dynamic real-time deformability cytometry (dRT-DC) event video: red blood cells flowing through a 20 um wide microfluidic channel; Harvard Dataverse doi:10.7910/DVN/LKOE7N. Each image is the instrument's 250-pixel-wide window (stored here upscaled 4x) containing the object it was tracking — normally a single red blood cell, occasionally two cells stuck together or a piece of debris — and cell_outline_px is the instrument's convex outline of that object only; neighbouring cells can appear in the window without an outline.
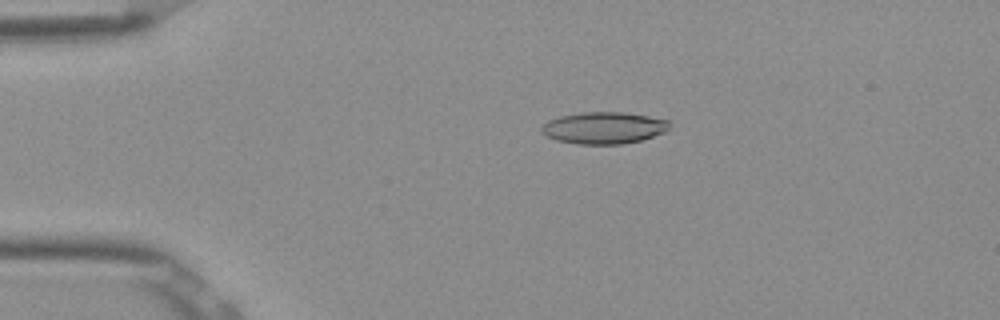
{"species": "Egyptian fruit bat (a non-hibernating species)", "species_latin": "Rousettus aegyptiacus", "temperature_condition": "room temperature", "stored_images_in_passage": 49, "camera_frame_rate_fps": 3000, "um_per_image_px": 0.085, "frame": {"image": 1, "passage_image": 8, "time_ms": 2.333, "image_size_px": [1000, 320], "cell_outline_px": [[672, 120], [668, 128], [664, 132], [640, 140], [624, 144], [576, 144], [556, 140], [540, 132], [540, 128], [548, 120], [560, 116], [584, 112], [624, 112]], "centroid_in_image_um": [51.32, 10.86], "position_along_channel_um": 33.7, "area_um2": 23.76}}
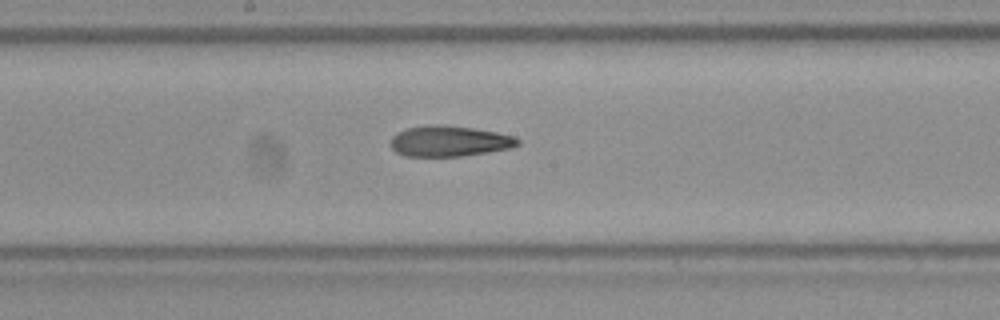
{"frame": {"image": 2, "passage_image": 25, "time_ms": 8.0, "image_size_px": [1000, 320], "cell_outline_px": [[520, 144], [512, 148], [464, 156], [404, 156], [396, 152], [388, 144], [392, 136], [396, 132], [408, 128], [428, 124], [444, 124], [472, 128], [496, 132], [516, 136], [520, 140]], "centroid_in_image_um": [38.18, 11.99], "position_along_channel_um": 210.0, "area_um2": 23.12}}
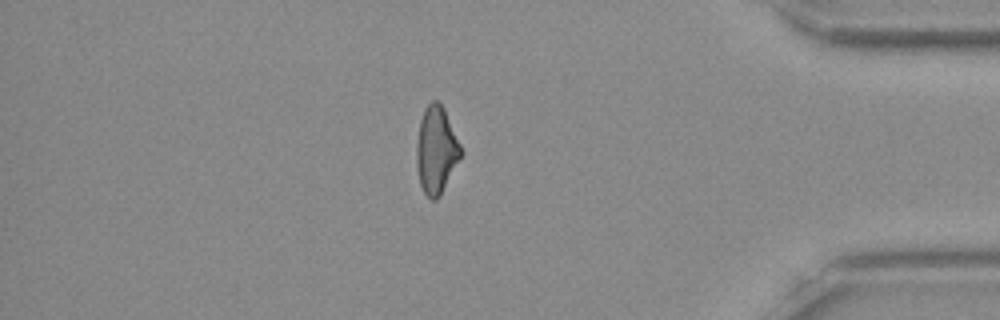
{"frame": {"image": 3, "passage_image": 42, "time_ms": 13.667, "image_size_px": [1000, 320], "cell_outline_px": [[464, 152], [440, 196], [436, 200], [432, 200], [424, 192], [420, 184], [416, 164], [416, 144], [420, 120], [424, 108], [432, 100], [436, 100], [444, 108]], "centroid_in_image_um": [37.09, 12.75], "position_along_channel_um": 398.1, "area_um2": 22.66}, "authors_computed_cell_mechanics": {"area_um2": 22.8888, "velocity_mm_per_s": 3.9035, "shape_relaxation_time_tau1_ms": null, "shape_relaxation_time_tau2_ms": 4.9035, "deformation_change_tau1": null, "deformation_change_tau2": 0.1553}}